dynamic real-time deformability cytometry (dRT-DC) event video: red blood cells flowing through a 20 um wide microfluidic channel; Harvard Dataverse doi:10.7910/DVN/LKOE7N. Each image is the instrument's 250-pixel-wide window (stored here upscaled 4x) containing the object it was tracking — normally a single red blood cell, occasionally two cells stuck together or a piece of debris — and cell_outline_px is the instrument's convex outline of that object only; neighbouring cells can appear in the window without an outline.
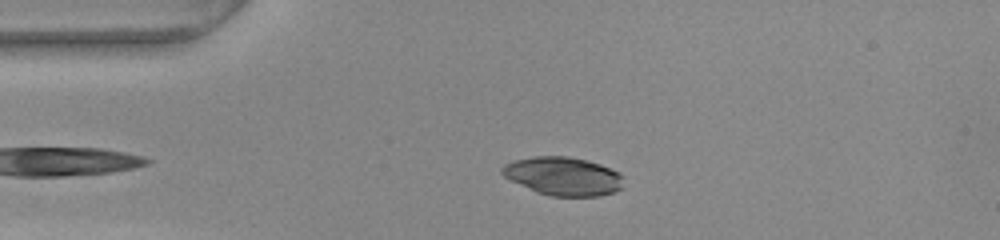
{"species": "common noctule bat (a hibernating species)", "species_latin": "Nyctalus noctula", "temperature_condition": "warm", "stored_images_in_passage": 47, "camera_frame_rate_fps": 3000, "um_per_image_px": 0.085, "animal": {"sex": "female", "body_mass_g": 22.0, "forearm_length_mm": 56.7}, "frame": {"image": 1, "passage_image": 11, "time_ms": 3.333, "image_size_px": [1000, 240], "cell_outline_px": [[624, 188], [600, 196], [552, 196], [536, 192], [504, 176], [500, 172], [500, 168], [504, 164], [516, 160], [532, 156], [568, 156], [588, 160], [600, 164], [624, 176]], "centroid_in_image_um": [47.89, 14.97], "position_along_channel_um": 37.1, "area_um2": 27.22}}
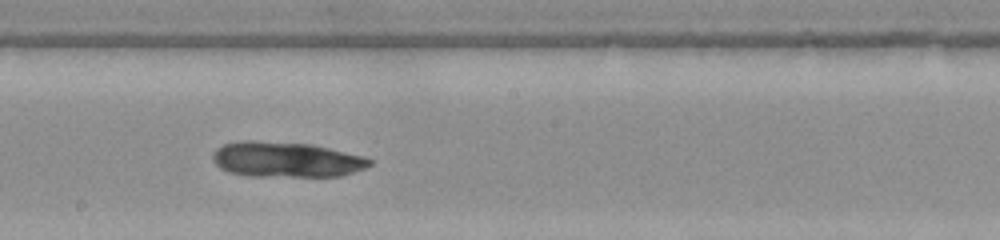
{"frame": {"image": 2, "passage_image": 28, "time_ms": 9.0, "image_size_px": [1000, 240], "cell_outline_px": [[372, 164], [364, 168], [340, 176], [248, 176], [228, 172], [220, 168], [212, 160], [212, 156], [216, 148], [224, 144], [240, 140], [252, 140], [312, 144], [364, 156], [372, 160]], "centroid_in_image_um": [24.3, 13.55], "position_along_channel_um": 223.9, "area_um2": 32.43}}
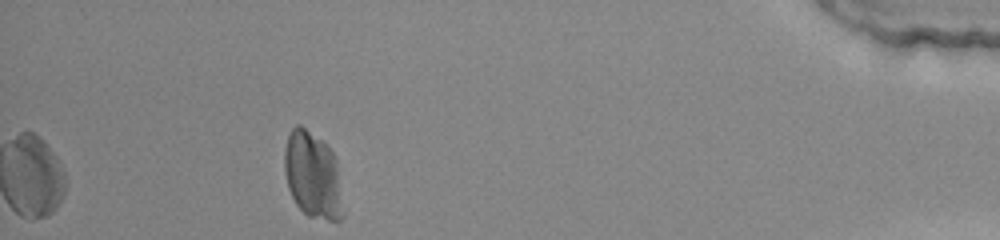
{"frame": {"image": 3, "passage_image": 47, "time_ms": 15.333, "image_size_px": [1000, 240], "cell_outline_px": [[344, 216], [340, 220], [328, 220], [308, 216], [296, 204], [288, 188], [284, 172], [284, 148], [288, 136], [292, 128], [296, 124], [300, 124], [320, 140], [332, 152], [336, 160], [344, 212]], "centroid_in_image_um": [26.57, 14.91], "position_along_channel_um": 408.6, "area_um2": 29.48}}